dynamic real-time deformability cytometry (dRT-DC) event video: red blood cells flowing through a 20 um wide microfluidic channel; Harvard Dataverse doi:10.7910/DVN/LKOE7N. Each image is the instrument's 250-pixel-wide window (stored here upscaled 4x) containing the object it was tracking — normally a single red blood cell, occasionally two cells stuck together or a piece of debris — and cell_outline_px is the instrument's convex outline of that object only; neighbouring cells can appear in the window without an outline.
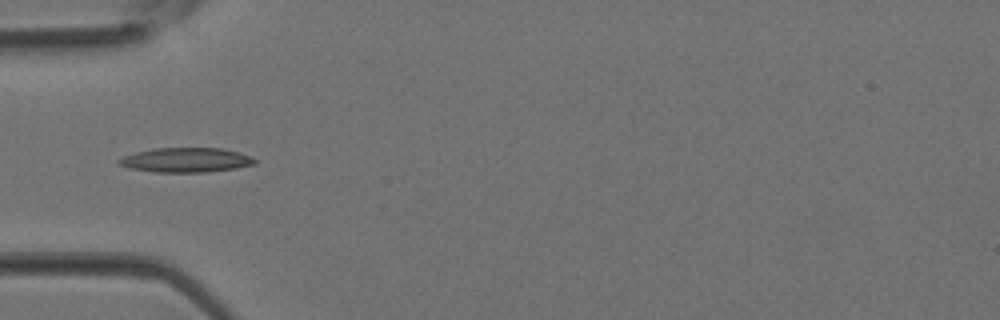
{"species": "Egyptian fruit bat (a non-hibernating species)", "species_latin": "Rousettus aegyptiacus", "temperature_condition": "room temperature", "stored_images_in_passage": 3, "camera_frame_rate_fps": 3000, "um_per_image_px": 0.085, "animal": {"sex": "female"}, "frame": {"image": 1, "passage_image": 3, "time_ms": 0.667, "image_size_px": [1000, 320], "cell_outline_px": [[256, 164], [236, 168], [204, 172], [156, 172], [132, 168], [120, 164], [116, 160], [124, 156], [136, 152], [152, 148], [220, 148], [252, 156], [256, 160]], "centroid_in_image_um": [15.82, 13.59], "position_along_channel_um": 69.2, "area_um2": 19.25}}